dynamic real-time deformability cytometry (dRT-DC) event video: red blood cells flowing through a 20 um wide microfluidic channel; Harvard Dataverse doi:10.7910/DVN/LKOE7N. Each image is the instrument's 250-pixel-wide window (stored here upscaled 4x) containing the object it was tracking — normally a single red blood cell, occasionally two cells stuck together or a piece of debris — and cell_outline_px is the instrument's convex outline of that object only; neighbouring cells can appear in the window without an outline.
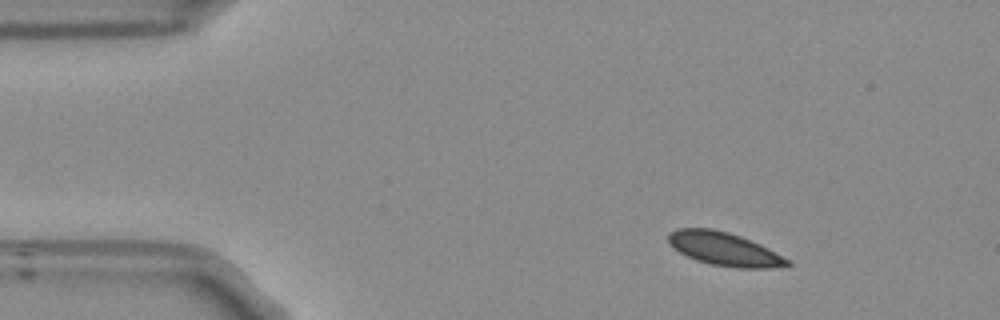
{"species": "Egyptian fruit bat (a non-hibernating species)", "species_latin": "Rousettus aegyptiacus", "temperature_condition": "room temperature", "stored_images_in_passage": 48, "camera_frame_rate_fps": 3000, "um_per_image_px": 0.085, "frame": {"image": 1, "passage_image": 1, "time_ms": 0.0, "image_size_px": [1000, 320], "cell_outline_px": [[792, 264], [768, 268], [736, 268], [712, 264], [696, 260], [680, 252], [668, 244], [668, 232], [676, 228], [712, 228], [728, 232], [740, 236], [760, 244], [768, 248], [788, 260]], "centroid_in_image_um": [61.5, 21.15], "position_along_channel_um": 23.5, "area_um2": 22.95}}
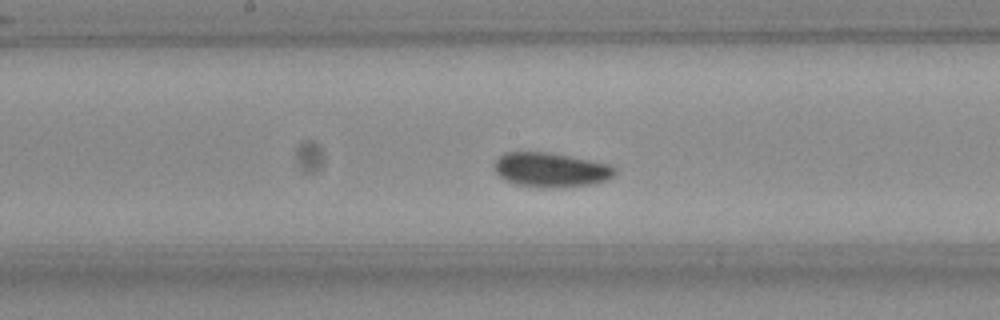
{"frame": {"image": 2, "passage_image": 21, "time_ms": 6.667, "image_size_px": [1000, 320], "cell_outline_px": [[616, 172], [608, 180], [592, 184], [552, 188], [540, 188], [516, 184], [504, 180], [496, 172], [492, 164], [504, 152], [548, 152], [608, 164], [616, 168]], "centroid_in_image_um": [46.79, 14.44], "position_along_channel_um": 201.4, "area_um2": 24.22}}
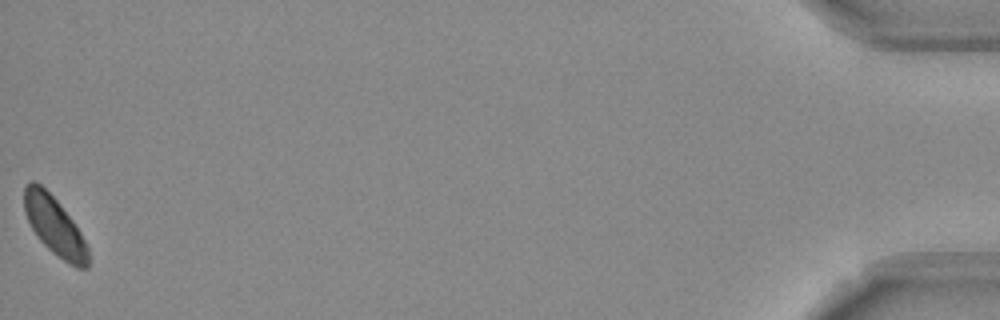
{"frame": {"image": 3, "passage_image": 48, "time_ms": 15.667, "image_size_px": [1000, 320], "cell_outline_px": [[88, 268], [76, 268], [52, 252], [36, 236], [24, 212], [24, 184], [28, 180], [36, 180], [60, 204], [72, 220], [80, 232], [88, 248]], "centroid_in_image_um": [4.61, 19.18], "position_along_channel_um": 430.6, "area_um2": 21.68}, "authors_computed_cell_mechanics": {"area_um2": 23.3801, "velocity_mm_per_s": 3.6872, "shape_relaxation_time_tau1_ms": 7.2614, "shape_relaxation_time_tau2_ms": null, "deformation_change_tau1": 0.0806, "deformation_change_tau2": null}}